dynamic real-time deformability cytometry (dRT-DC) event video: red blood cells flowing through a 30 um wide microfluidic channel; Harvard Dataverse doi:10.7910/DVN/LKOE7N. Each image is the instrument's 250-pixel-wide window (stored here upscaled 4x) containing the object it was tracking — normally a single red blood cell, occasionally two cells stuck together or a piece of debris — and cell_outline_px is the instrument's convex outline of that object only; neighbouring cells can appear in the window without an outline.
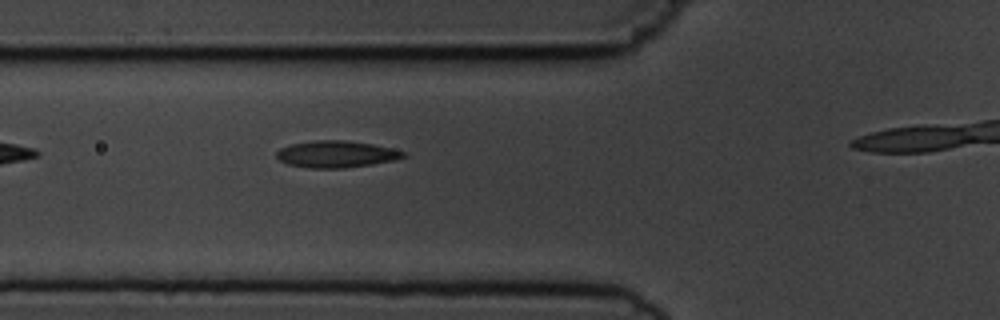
{"species": "common noctule bat (a hibernating species)", "species_latin": "Nyctalus noctula", "temperature_condition": "cold", "stored_images_in_passage": 5, "camera_frame_rate_fps": 3000, "um_per_image_px": 0.085, "animal": {"sex": "male", "body_mass_g": 19.5, "forearm_length_mm": 54.6}, "frame": {"image": 1, "passage_image": 4, "time_ms": 3.333, "image_size_px": [1000, 320], "cell_outline_px": [[408, 156], [392, 160], [372, 164], [344, 168], [308, 168], [288, 164], [280, 160], [276, 156], [276, 152], [280, 148], [292, 144], [312, 140], [344, 140], [372, 144], [404, 152]], "centroid_in_image_um": [28.54, 13.1], "position_along_channel_um": 97.3, "area_um2": 19.59}}